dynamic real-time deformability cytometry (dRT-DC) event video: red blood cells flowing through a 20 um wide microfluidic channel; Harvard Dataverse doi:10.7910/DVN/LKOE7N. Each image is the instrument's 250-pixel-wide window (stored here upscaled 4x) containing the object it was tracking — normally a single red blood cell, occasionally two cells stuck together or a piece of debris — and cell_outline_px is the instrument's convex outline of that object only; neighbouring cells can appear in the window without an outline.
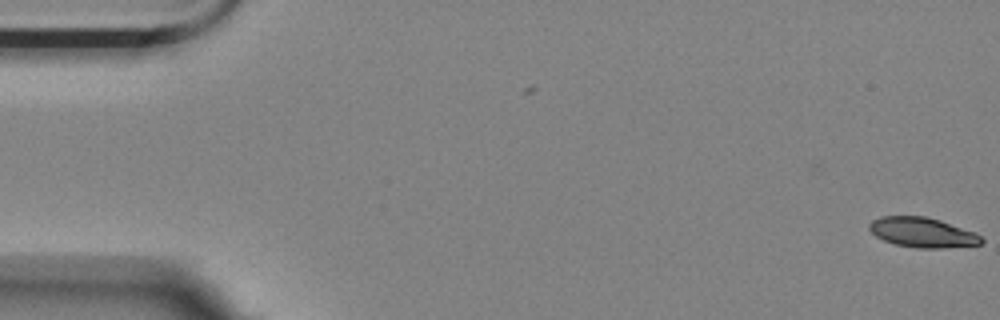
{"species": "Egyptian fruit bat (a non-hibernating species)", "species_latin": "Rousettus aegyptiacus", "temperature_condition": "room temperature", "stored_images_in_passage": 63, "camera_frame_rate_fps": 3000, "um_per_image_px": 0.085, "animal": {"sex": "female"}, "frame": {"image": 1, "passage_image": 1, "time_ms": 0.0, "image_size_px": [1000, 320], "cell_outline_px": [[984, 240], [980, 244], [944, 248], [916, 248], [896, 244], [884, 240], [876, 236], [868, 228], [868, 224], [872, 220], [880, 216], [924, 216], [940, 220], [972, 232], [980, 236]], "centroid_in_image_um": [78.36, 19.75], "position_along_channel_um": 6.6, "area_um2": 19.31}}
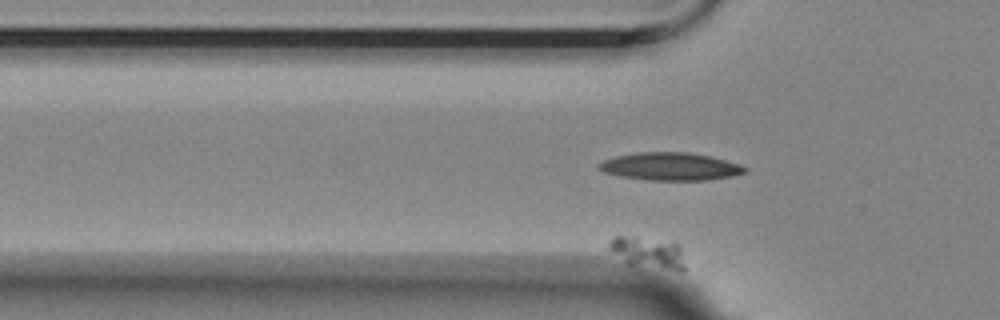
{"frame": {"image": 2, "passage_image": 18, "time_ms": 5.667, "image_size_px": [1000, 320], "cell_outline_px": [[684, 272], [680, 272], [628, 264], [608, 248], [608, 244], [616, 236], [632, 236], [676, 244], [680, 248], [684, 264]], "centroid_in_image_um": [55.09, 21.51], "position_along_channel_um": 70.7, "area_um2": 13.58}}